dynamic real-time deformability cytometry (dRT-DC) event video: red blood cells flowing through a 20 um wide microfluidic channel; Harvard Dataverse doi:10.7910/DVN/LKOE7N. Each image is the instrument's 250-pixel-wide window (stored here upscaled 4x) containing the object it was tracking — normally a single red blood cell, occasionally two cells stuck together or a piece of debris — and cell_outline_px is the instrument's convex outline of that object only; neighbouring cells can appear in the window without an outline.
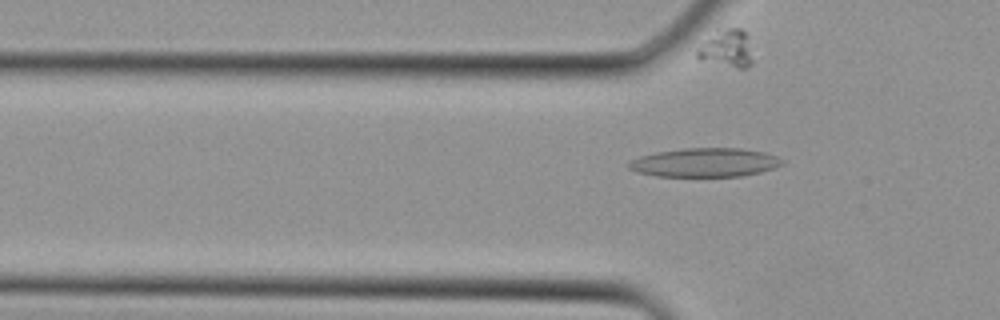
{"species": "Egyptian fruit bat (a non-hibernating species)", "species_latin": "Rousettus aegyptiacus", "temperature_condition": "cold", "stored_images_in_passage": 3, "camera_frame_rate_fps": 3000, "um_per_image_px": 0.085, "animal": {"sex": "female"}, "frame": {"image": 1, "passage_image": 3, "time_ms": 0.667, "image_size_px": [1000, 320], "cell_outline_px": [[784, 164], [760, 172], [740, 176], [656, 176], [636, 172], [628, 168], [628, 164], [632, 160], [640, 156], [656, 152], [684, 148], [740, 148], [764, 152], [776, 156], [784, 160]], "centroid_in_image_um": [59.91, 13.81], "position_along_channel_um": 65.9, "area_um2": 25.72}}